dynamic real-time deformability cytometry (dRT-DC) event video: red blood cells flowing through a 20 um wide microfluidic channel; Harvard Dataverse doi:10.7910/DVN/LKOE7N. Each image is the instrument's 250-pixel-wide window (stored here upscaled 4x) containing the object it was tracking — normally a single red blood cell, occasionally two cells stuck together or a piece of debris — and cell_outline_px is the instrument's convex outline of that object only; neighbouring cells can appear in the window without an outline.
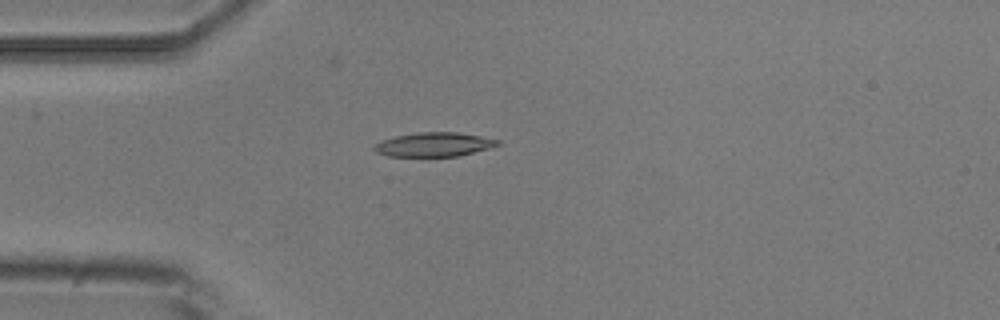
{"species": "common noctule bat (a hibernating species)", "species_latin": "Nyctalus noctula", "temperature_condition": "room temperature", "stored_images_in_passage": 5, "camera_frame_rate_fps": 3000, "um_per_image_px": 0.085, "animal": {"sex": "male", "body_mass_g": 20.5, "forearm_length_mm": 52.5}, "frame": {"image": 1, "passage_image": 4, "time_ms": 4.333, "image_size_px": [1000, 320], "cell_outline_px": [[500, 144], [488, 148], [460, 156], [388, 156], [376, 152], [372, 148], [380, 140], [396, 136], [420, 132], [456, 132], [480, 136], [500, 140]], "centroid_in_image_um": [36.87, 12.28], "position_along_channel_um": 48.1, "area_um2": 17.22}}